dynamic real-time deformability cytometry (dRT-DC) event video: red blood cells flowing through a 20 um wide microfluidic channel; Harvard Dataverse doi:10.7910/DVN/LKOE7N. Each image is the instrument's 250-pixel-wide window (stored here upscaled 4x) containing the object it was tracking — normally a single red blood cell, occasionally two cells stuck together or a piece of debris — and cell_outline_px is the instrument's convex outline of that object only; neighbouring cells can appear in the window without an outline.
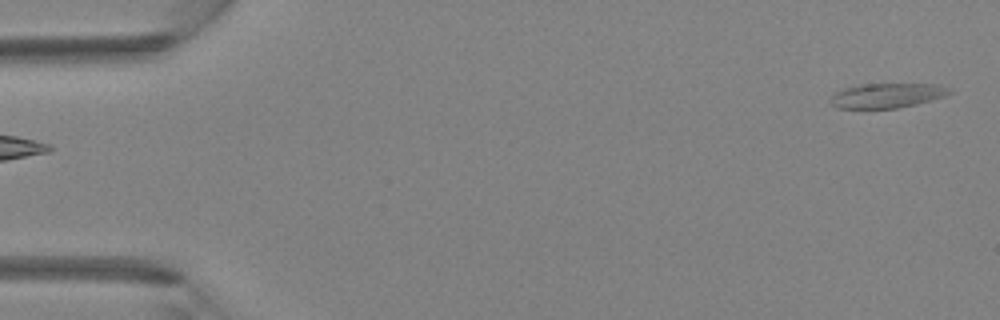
{"species": "Egyptian fruit bat (a non-hibernating species)", "species_latin": "Rousettus aegyptiacus", "temperature_condition": "room temperature", "stored_images_in_passage": 4, "camera_frame_rate_fps": 3000, "um_per_image_px": 0.085, "animal": {"sex": "female"}, "frame": {"image": 1, "passage_image": 4, "time_ms": 1.0, "image_size_px": [1000, 320], "cell_outline_px": [[952, 92], [944, 96], [916, 104], [900, 108], [836, 108], [828, 100], [832, 92], [844, 88], [860, 84], [940, 84], [948, 88]], "centroid_in_image_um": [75.33, 8.11], "position_along_channel_um": 9.7, "area_um2": 17.22}}